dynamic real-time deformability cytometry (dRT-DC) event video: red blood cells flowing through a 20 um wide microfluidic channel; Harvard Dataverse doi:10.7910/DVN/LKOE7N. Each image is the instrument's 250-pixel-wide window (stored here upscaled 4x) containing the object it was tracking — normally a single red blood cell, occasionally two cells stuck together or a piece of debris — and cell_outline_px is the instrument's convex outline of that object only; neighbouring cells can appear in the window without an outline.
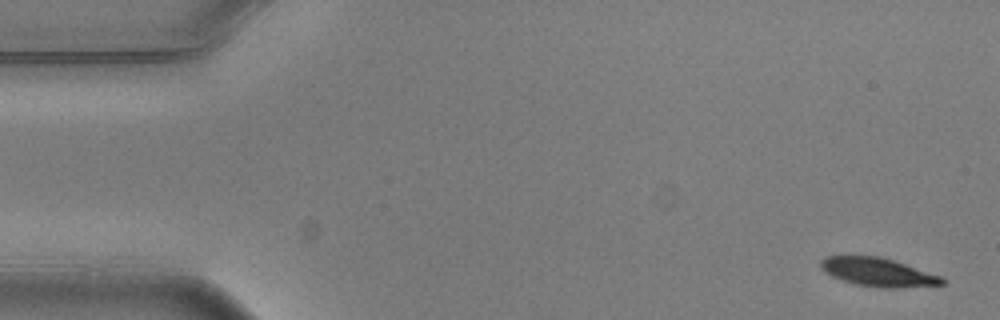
{"species": "common noctule bat (a hibernating species)", "species_latin": "Nyctalus noctula", "temperature_condition": "warm", "stored_images_in_passage": 5, "segment_of_instrument_passage": [1, 2], "camera_frame_rate_fps": 3000, "um_per_image_px": 0.085, "animal": {"sex": "male", "body_mass_g": 20.5, "forearm_length_mm": 52.5}, "frame": {"image": 1, "passage_image": 1, "time_ms": 0.0, "image_size_px": [1000, 320], "cell_outline_px": [[944, 284], [896, 288], [884, 288], [856, 284], [832, 276], [824, 272], [820, 268], [820, 260], [824, 256], [880, 256], [940, 276], [944, 280]], "centroid_in_image_um": [74.57, 23.13], "position_along_channel_um": 10.4, "area_um2": 19.83}}
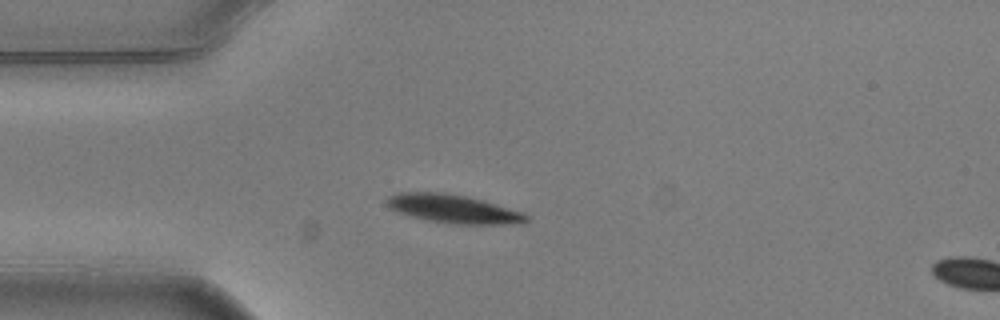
{"frame": {"image": 2, "passage_image": 4, "time_ms": 1.0, "image_size_px": [1000, 320], "cell_outline_px": [[528, 220], [520, 224], [452, 224], [428, 220], [412, 216], [388, 208], [384, 200], [388, 196], [396, 192], [444, 192], [484, 200], [520, 212], [528, 216]], "centroid_in_image_um": [38.48, 17.74], "position_along_channel_um": 46.5, "area_um2": 23.12}}